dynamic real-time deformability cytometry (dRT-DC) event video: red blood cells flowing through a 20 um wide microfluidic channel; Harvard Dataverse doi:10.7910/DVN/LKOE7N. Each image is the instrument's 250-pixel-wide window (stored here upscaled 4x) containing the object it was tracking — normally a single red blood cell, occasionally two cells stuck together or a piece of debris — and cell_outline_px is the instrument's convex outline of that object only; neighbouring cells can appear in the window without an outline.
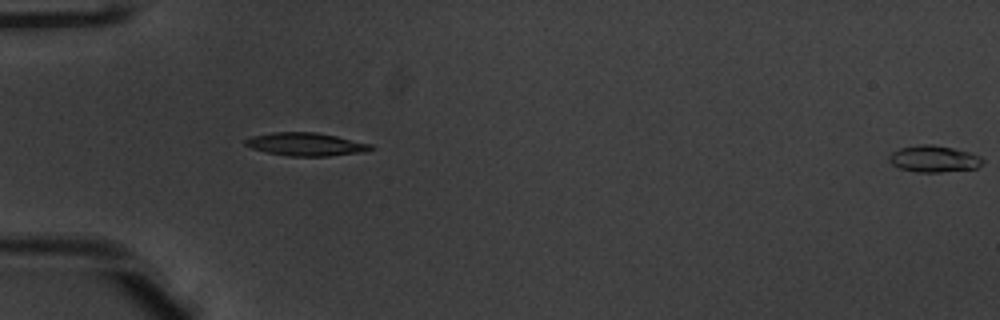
{"species": "common noctule bat (a hibernating species)", "species_latin": "Nyctalus noctula", "temperature_condition": "warm", "stored_images_in_passage": 7, "segment_of_instrument_passage": [2, 2], "camera_frame_rate_fps": 3000, "um_per_image_px": 0.085, "animal": {"sex": "male", "body_mass_g": 20.1, "forearm_length_mm": 53.5}, "frame": {"image": 1, "passage_image": 7, "time_ms": 2.0, "image_size_px": [1000, 320], "cell_outline_px": [[984, 160], [976, 168], [940, 172], [916, 172], [900, 168], [892, 164], [888, 160], [888, 156], [892, 152], [900, 148], [920, 144], [932, 144], [952, 148], [968, 152], [980, 156]], "centroid_in_image_um": [79.34, 13.5], "position_along_channel_um": 5.7, "area_um2": 14.39}}